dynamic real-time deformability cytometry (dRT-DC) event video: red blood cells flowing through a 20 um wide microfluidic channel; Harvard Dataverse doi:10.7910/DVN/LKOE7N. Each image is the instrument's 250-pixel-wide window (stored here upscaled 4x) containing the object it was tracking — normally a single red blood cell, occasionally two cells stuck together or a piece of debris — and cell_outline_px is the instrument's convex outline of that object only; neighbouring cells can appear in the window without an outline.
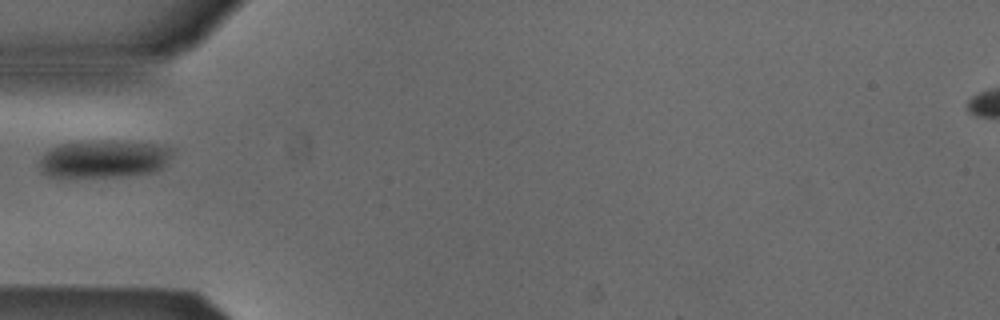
{"species": "Egyptian fruit bat (a non-hibernating species)", "species_latin": "Rousettus aegyptiacus", "temperature_condition": "cold", "stored_images_in_passage": 20, "camera_frame_rate_fps": 3000, "um_per_image_px": 0.085, "animal": {"sex": "male"}, "frame": {"image": 1, "passage_image": 1, "time_ms": 0.0, "image_size_px": [1000, 320], "cell_outline_px": [[176, 148], [164, 164], [156, 172], [120, 176], [48, 176], [40, 172], [40, 160], [44, 152], [48, 148], [60, 144], [80, 140], [112, 140], [156, 144]], "centroid_in_image_um": [8.81, 13.47], "position_along_channel_um": 76.2, "area_um2": 29.48}}
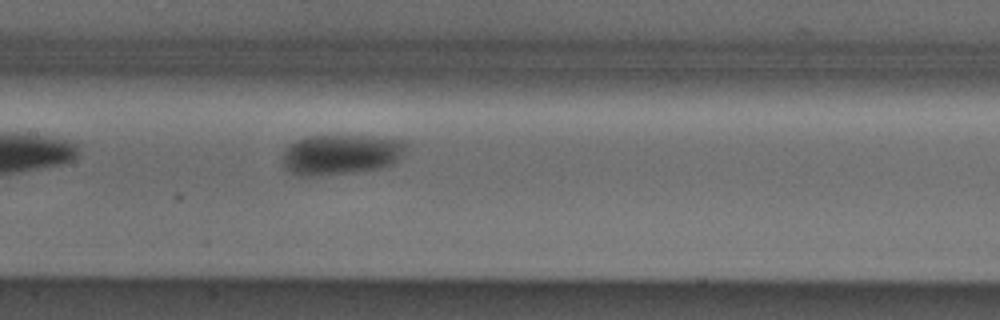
{"frame": {"image": 2, "passage_image": 9, "time_ms": 2.667, "image_size_px": [1000, 320], "cell_outline_px": [[408, 148], [392, 164], [380, 168], [352, 172], [320, 176], [300, 176], [284, 168], [284, 152], [296, 140], [304, 136], [372, 136], [404, 140], [408, 144]], "centroid_in_image_um": [29.01, 13.13], "position_along_channel_um": 178.4, "area_um2": 28.9}}
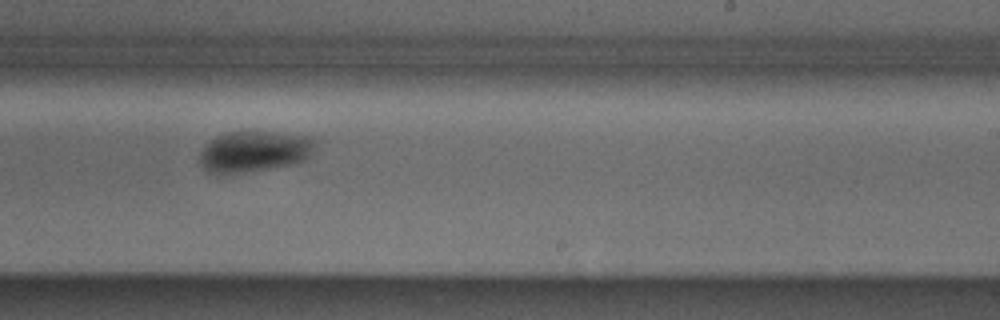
{"frame": {"image": 3, "passage_image": 16, "time_ms": 5.0, "image_size_px": [1000, 320], "cell_outline_px": [[316, 144], [308, 156], [304, 160], [288, 164], [244, 172], [216, 176], [208, 172], [200, 164], [200, 152], [216, 136], [224, 132], [256, 128], [312, 136], [316, 140]], "centroid_in_image_um": [21.59, 12.81], "position_along_channel_um": 267.4, "area_um2": 28.5}}